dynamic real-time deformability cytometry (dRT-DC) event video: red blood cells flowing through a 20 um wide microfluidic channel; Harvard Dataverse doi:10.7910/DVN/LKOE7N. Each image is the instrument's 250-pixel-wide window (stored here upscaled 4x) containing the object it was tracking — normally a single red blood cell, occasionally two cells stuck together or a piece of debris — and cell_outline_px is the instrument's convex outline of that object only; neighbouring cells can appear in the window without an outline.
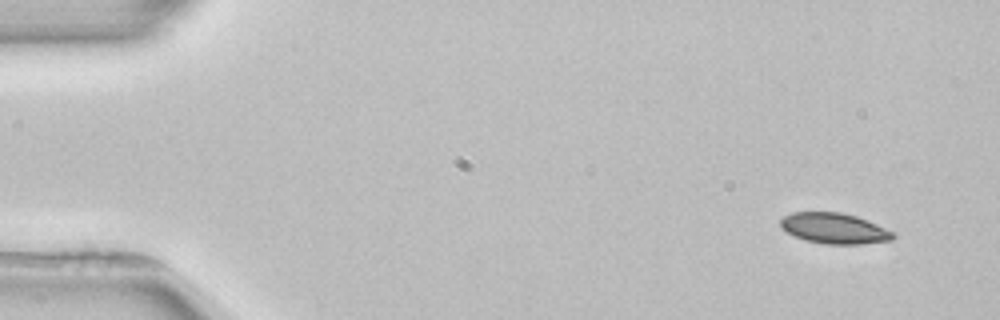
{"species": "common noctule bat (a hibernating species)", "species_latin": "Nyctalus noctula", "temperature_condition": "room temperature", "stored_images_in_passage": 5, "camera_frame_rate_fps": 3000, "um_per_image_px": 0.085, "animal": {"sex": "female", "body_mass_g": 22.7, "forearm_length_mm": 54.2}, "frame": {"image": 1, "passage_image": 1, "time_ms": 0.0, "image_size_px": [1000, 320], "cell_outline_px": [[896, 236], [892, 240], [860, 244], [824, 244], [804, 240], [780, 228], [780, 220], [784, 216], [792, 212], [840, 212], [856, 216], [868, 220], [896, 232]], "centroid_in_image_um": [70.94, 19.41], "position_along_channel_um": 14.1, "area_um2": 20.29}}
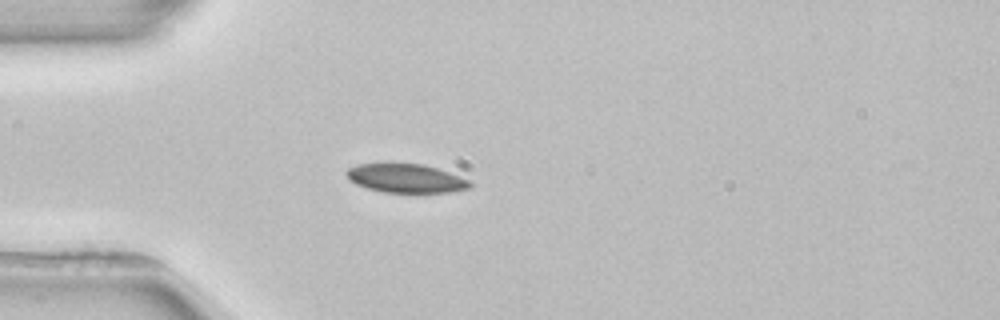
{"frame": {"image": 2, "passage_image": 3, "time_ms": 3.667, "image_size_px": [1000, 320], "cell_outline_px": [[472, 188], [448, 192], [384, 192], [368, 188], [356, 184], [348, 180], [344, 172], [348, 168], [356, 164], [384, 160], [388, 160], [424, 164], [448, 172], [468, 180], [472, 184]], "centroid_in_image_um": [34.4, 15.09], "position_along_channel_um": 50.6, "area_um2": 21.56}}